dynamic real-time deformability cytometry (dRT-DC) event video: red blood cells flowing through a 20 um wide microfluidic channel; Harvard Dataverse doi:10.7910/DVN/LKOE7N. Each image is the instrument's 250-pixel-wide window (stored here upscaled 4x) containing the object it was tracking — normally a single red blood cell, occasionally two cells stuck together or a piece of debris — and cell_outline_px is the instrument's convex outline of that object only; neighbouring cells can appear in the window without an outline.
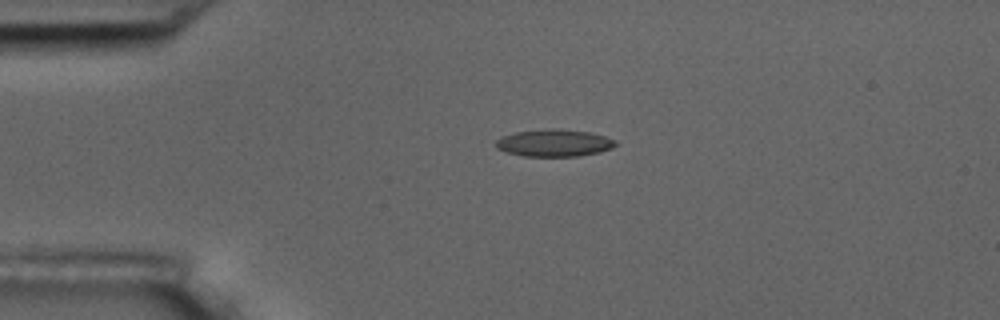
{"species": "common noctule bat (a hibernating species)", "species_latin": "Nyctalus noctula", "temperature_condition": "room temperature", "stored_images_in_passage": 2, "camera_frame_rate_fps": 3000, "um_per_image_px": 0.085, "animal": {"sex": "male", "body_mass_g": 17.5, "forearm_length_mm": 52.3}, "frame": {"image": 1, "passage_image": 1, "time_ms": 0.0, "image_size_px": [1000, 320], "cell_outline_px": [[616, 144], [612, 148], [600, 152], [576, 156], [524, 156], [508, 152], [496, 148], [496, 140], [500, 136], [516, 132], [552, 128], [556, 128], [588, 132], [604, 136], [616, 140]], "centroid_in_image_um": [47.09, 12.15], "position_along_channel_um": 37.9, "area_um2": 18.84}}